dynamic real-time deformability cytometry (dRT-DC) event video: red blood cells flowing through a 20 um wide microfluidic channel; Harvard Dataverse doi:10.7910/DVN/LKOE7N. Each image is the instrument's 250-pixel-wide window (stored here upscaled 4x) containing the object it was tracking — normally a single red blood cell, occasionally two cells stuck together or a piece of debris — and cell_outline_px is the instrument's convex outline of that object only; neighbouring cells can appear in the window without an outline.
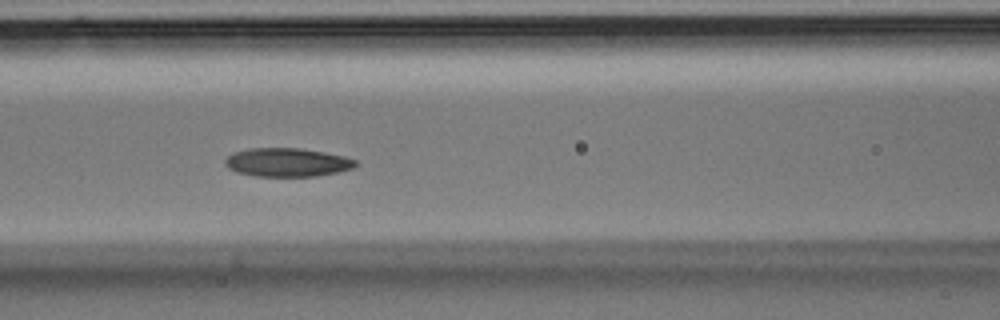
{"species": "Egyptian fruit bat (a non-hibernating species)", "species_latin": "Rousettus aegyptiacus", "temperature_condition": "room temperature", "stored_images_in_passage": 34, "camera_frame_rate_fps": 3000, "um_per_image_px": 0.085, "animal": {"sex": "male"}, "frame": {"image": 1, "passage_image": 7, "time_ms": 2.0, "image_size_px": [1000, 320], "cell_outline_px": [[356, 164], [352, 168], [336, 172], [316, 176], [256, 176], [236, 172], [228, 168], [224, 164], [224, 160], [232, 152], [248, 148], [300, 148], [324, 152], [344, 156], [356, 160]], "centroid_in_image_um": [24.36, 13.79], "position_along_channel_um": 142.2, "area_um2": 21.73}}
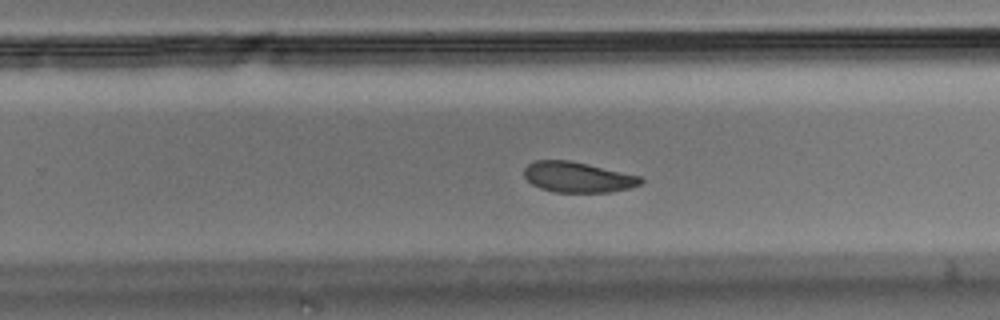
{"frame": {"image": 2, "passage_image": 17, "time_ms": 5.333, "image_size_px": [1000, 320], "cell_outline_px": [[644, 180], [640, 184], [628, 188], [612, 192], [552, 192], [540, 188], [532, 184], [524, 176], [524, 168], [528, 164], [536, 160], [572, 160], [640, 176]], "centroid_in_image_um": [49.09, 15.05], "position_along_channel_um": 280.7, "area_um2": 20.75}}
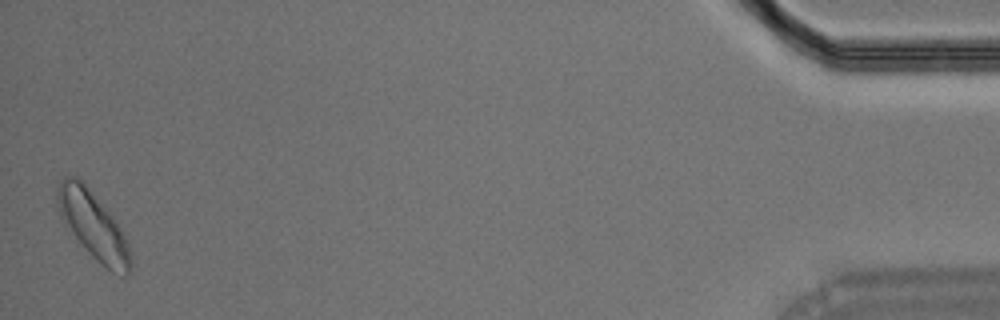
{"frame": {"image": 3, "passage_image": 34, "time_ms": 11.0, "image_size_px": [1000, 320], "cell_outline_px": [[132, 268], [128, 276], [124, 276], [112, 272], [100, 264], [92, 256], [64, 224], [60, 216], [56, 204], [56, 188], [60, 180], [64, 176], [76, 176], [84, 184], [116, 220], [128, 244], [132, 260]], "centroid_in_image_um": [7.91, 19.18], "position_along_channel_um": 427.3, "area_um2": 28.61}}